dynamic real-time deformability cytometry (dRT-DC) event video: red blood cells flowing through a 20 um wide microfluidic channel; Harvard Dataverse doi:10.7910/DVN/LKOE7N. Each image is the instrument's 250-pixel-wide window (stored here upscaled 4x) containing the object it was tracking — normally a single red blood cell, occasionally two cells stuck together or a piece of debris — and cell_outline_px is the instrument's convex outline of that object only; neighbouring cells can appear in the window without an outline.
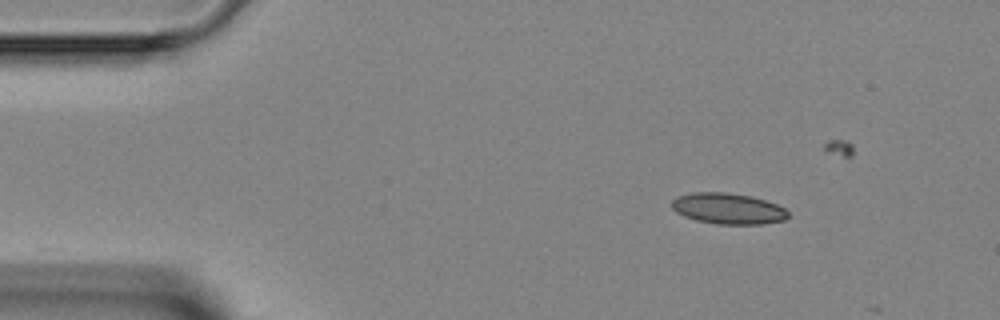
{"species": "Egyptian fruit bat (a non-hibernating species)", "species_latin": "Rousettus aegyptiacus", "temperature_condition": "room temperature", "stored_images_in_passage": 4, "camera_frame_rate_fps": 3000, "um_per_image_px": 0.085, "animal": {"sex": "female"}, "frame": {"image": 1, "passage_image": 1, "time_ms": 0.0, "image_size_px": [1000, 320], "cell_outline_px": [[788, 216], [784, 220], [764, 224], [716, 224], [696, 220], [684, 216], [676, 212], [672, 208], [672, 200], [676, 196], [692, 192], [724, 192], [752, 196], [776, 204], [784, 208], [788, 212]], "centroid_in_image_um": [61.86, 17.73], "position_along_channel_um": 23.1, "area_um2": 21.04}}